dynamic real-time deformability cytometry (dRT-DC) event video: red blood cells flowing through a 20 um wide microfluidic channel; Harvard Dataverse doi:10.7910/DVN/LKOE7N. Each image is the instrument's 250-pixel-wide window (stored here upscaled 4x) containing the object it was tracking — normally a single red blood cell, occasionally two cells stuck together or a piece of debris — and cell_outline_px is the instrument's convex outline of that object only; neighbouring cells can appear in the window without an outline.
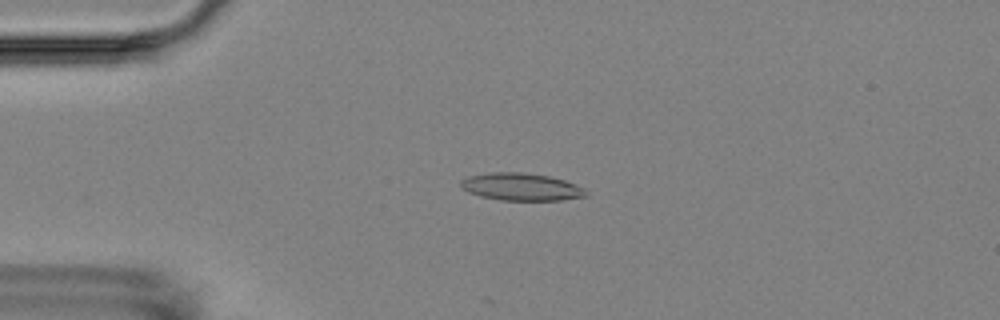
{"species": "Egyptian fruit bat (a non-hibernating species)", "species_latin": "Rousettus aegyptiacus", "temperature_condition": "room temperature", "stored_images_in_passage": 5, "camera_frame_rate_fps": 3000, "um_per_image_px": 0.085, "animal": {"sex": "female"}, "frame": {"image": 1, "passage_image": 4, "time_ms": 4.333, "image_size_px": [1000, 320], "cell_outline_px": [[588, 196], [560, 200], [500, 200], [480, 196], [468, 192], [460, 184], [460, 180], [468, 176], [492, 172], [524, 172], [548, 176], [564, 180], [584, 188], [588, 192]], "centroid_in_image_um": [44.31, 15.88], "position_along_channel_um": 40.7, "area_um2": 20.0}}